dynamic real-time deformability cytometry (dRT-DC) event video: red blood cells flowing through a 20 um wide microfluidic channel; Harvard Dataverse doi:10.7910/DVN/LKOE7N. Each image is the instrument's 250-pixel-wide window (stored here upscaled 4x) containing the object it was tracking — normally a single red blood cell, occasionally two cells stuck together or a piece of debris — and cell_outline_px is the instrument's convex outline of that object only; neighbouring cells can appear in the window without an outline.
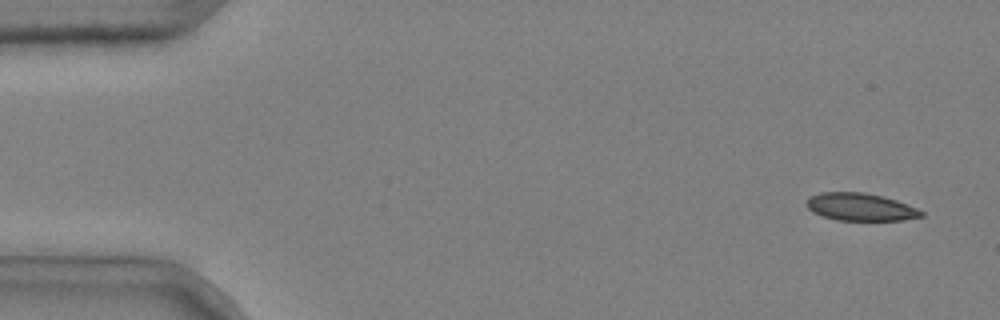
{"species": "common noctule bat (a hibernating species)", "species_latin": "Nyctalus noctula", "temperature_condition": "cold", "stored_images_in_passage": 4, "camera_frame_rate_fps": 3000, "um_per_image_px": 0.085, "animal": {"sex": "male", "body_mass_g": 20.4}, "frame": {"image": 1, "passage_image": 1, "time_ms": 0.0, "image_size_px": [1000, 320], "cell_outline_px": [[924, 216], [904, 220], [836, 220], [812, 212], [804, 204], [808, 196], [820, 192], [864, 192], [884, 196], [896, 200], [916, 208], [924, 212]], "centroid_in_image_um": [73.1, 17.58], "position_along_channel_um": 11.9, "area_um2": 18.61}}